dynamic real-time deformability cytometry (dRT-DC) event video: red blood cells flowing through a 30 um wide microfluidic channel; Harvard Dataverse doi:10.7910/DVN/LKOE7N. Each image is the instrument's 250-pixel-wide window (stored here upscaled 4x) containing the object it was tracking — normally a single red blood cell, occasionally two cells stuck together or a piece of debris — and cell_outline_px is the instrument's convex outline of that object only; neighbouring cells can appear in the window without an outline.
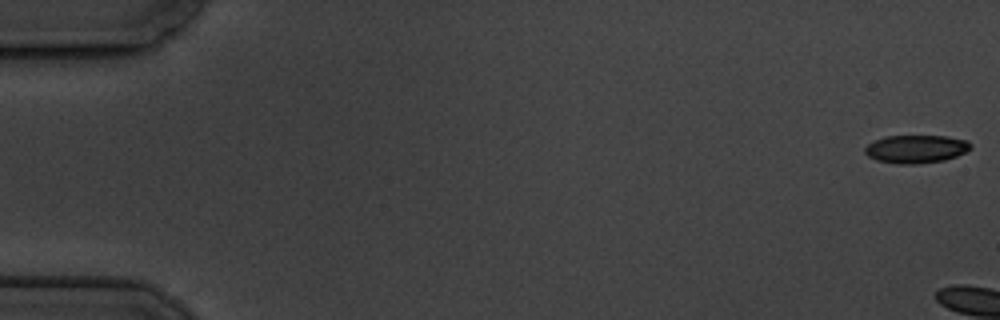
{"species": "common noctule bat (a hibernating species)", "species_latin": "Nyctalus noctula", "temperature_condition": "cold", "stored_images_in_passage": 6, "camera_frame_rate_fps": 3000, "um_per_image_px": 0.085, "animal": {"sex": "male", "body_mass_g": 19.5, "forearm_length_mm": 54.6}, "frame": {"image": 1, "passage_image": 1, "time_ms": 0.0, "image_size_px": [1000, 320], "cell_outline_px": [[972, 148], [956, 156], [944, 160], [916, 164], [900, 164], [876, 160], [868, 156], [864, 152], [864, 148], [872, 140], [884, 136], [948, 136], [968, 140], [972, 144]], "centroid_in_image_um": [77.85, 12.65], "position_along_channel_um": 7.1, "area_um2": 17.46}}